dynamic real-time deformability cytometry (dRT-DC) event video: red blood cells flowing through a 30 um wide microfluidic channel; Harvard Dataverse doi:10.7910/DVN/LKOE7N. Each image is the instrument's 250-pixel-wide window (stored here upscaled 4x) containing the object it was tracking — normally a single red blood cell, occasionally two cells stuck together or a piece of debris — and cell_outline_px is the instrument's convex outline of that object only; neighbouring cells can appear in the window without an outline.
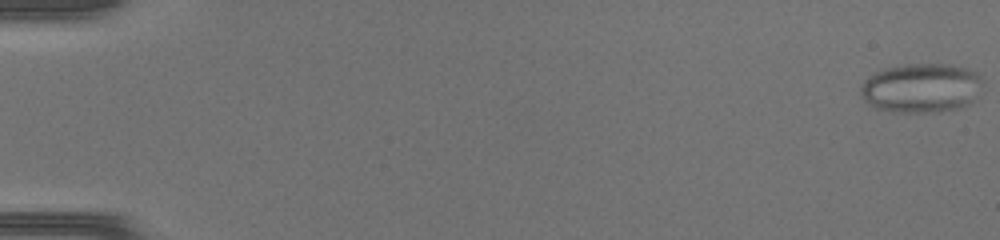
{"species": "common noctule bat (a hibernating species)", "species_latin": "Nyctalus noctula", "temperature_condition": "warm", "stored_images_in_passage": 48, "camera_frame_rate_fps": 3000, "um_per_image_px": 0.085, "animal": {"sex": "female", "body_mass_g": 17.0, "forearm_length_mm": 48.0}, "frame": {"image": 1, "passage_image": 1, "time_ms": 0.0, "image_size_px": [1000, 240], "cell_outline_px": [[984, 80], [972, 100], [968, 104], [960, 108], [940, 112], [892, 112], [876, 108], [868, 104], [864, 100], [860, 92], [860, 84], [868, 76], [884, 68], [904, 64], [948, 64], [964, 68], [976, 72]], "centroid_in_image_um": [78.27, 7.48], "position_along_channel_um": 6.7, "area_um2": 35.26}}
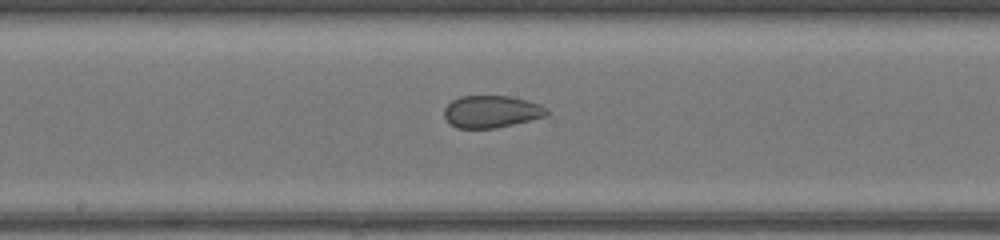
{"frame": {"image": 2, "passage_image": 27, "time_ms": 8.667, "image_size_px": [1000, 240], "cell_outline_px": [[548, 116], [496, 128], [456, 128], [444, 116], [444, 108], [452, 100], [460, 96], [508, 96], [528, 100], [540, 104], [548, 108]], "centroid_in_image_um": [41.8, 9.48], "position_along_channel_um": 206.4, "area_um2": 19.31}}
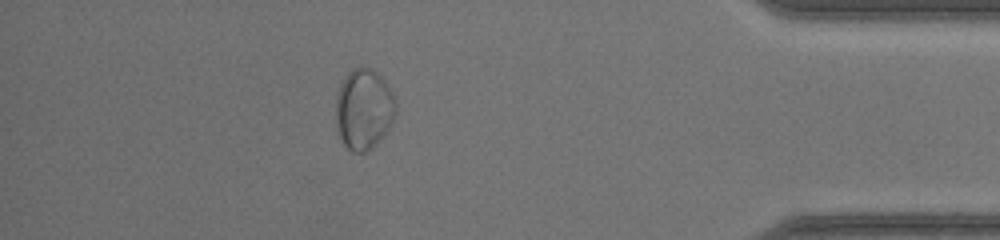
{"frame": {"image": 3, "passage_image": 43, "time_ms": 14.0, "image_size_px": [1000, 240], "cell_outline_px": [[396, 112], [388, 128], [376, 144], [372, 148], [364, 152], [352, 152], [344, 144], [336, 132], [336, 92], [344, 76], [352, 68], [372, 68], [384, 80], [392, 92], [396, 100]], "centroid_in_image_um": [30.89, 9.27], "position_along_channel_um": 404.3, "area_um2": 28.32}}